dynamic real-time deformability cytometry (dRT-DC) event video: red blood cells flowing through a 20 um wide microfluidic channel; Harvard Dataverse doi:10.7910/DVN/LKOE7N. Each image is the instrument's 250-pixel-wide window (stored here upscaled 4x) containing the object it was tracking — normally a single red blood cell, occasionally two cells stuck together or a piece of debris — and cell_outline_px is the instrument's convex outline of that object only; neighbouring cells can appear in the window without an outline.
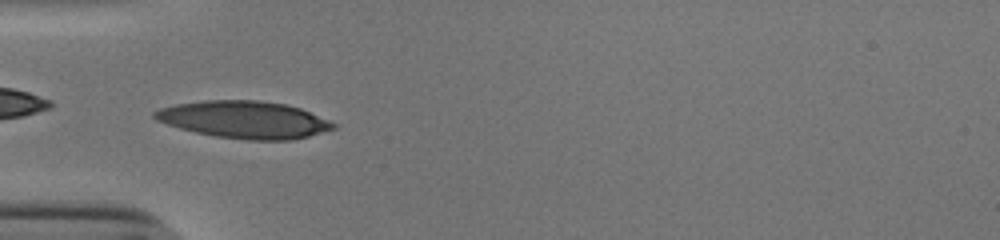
{"species": "human", "species_latin": "Homo sapiens", "temperature_condition": "cold", "stored_images_in_passage": 38, "camera_frame_rate_fps": 3000, "um_per_image_px": 0.085, "donor": {"sex": "male"}, "frame": {"image": 1, "passage_image": 2, "time_ms": 0.333, "image_size_px": [1000, 240], "cell_outline_px": [[336, 128], [308, 136], [292, 140], [248, 140], [216, 136], [196, 132], [180, 128], [156, 120], [152, 116], [152, 112], [160, 108], [176, 104], [204, 100], [260, 100], [284, 104], [300, 108], [328, 120], [336, 124]], "centroid_in_image_um": [20.74, 10.17], "position_along_channel_um": 64.3, "area_um2": 38.61}}
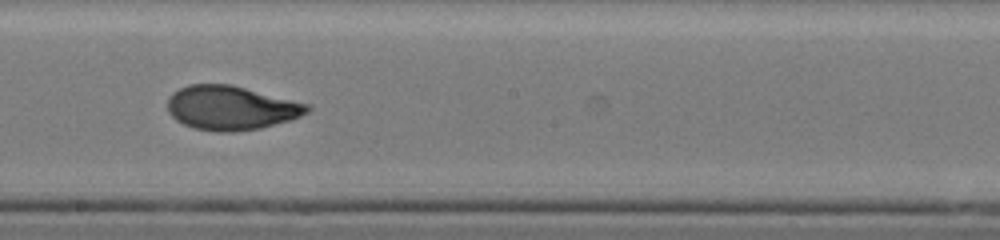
{"frame": {"image": 2, "passage_image": 15, "time_ms": 4.667, "image_size_px": [1000, 240], "cell_outline_px": [[312, 108], [308, 112], [300, 116], [288, 120], [260, 128], [232, 132], [216, 132], [196, 128], [184, 124], [176, 120], [168, 112], [168, 96], [172, 92], [188, 84], [232, 84], [308, 104]], "centroid_in_image_um": [19.61, 9.16], "position_along_channel_um": 228.6, "area_um2": 35.84}}
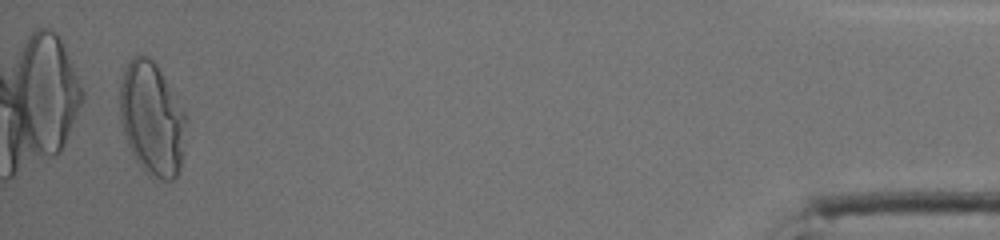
{"frame": {"image": 3, "passage_image": 36, "time_ms": 11.667, "image_size_px": [1000, 240], "cell_outline_px": [[188, 120], [180, 168], [176, 176], [172, 180], [152, 180], [140, 168], [128, 144], [120, 120], [120, 84], [124, 68], [128, 60], [132, 56], [144, 56], [152, 60], [156, 64], [184, 112]], "centroid_in_image_um": [12.91, 10.14], "position_along_channel_um": 422.3, "area_um2": 43.81}, "authors_computed_cell_mechanics": {"area_um2": 36.1828, "velocity_mm_per_s": 3.8498, "shape_relaxation_time_tau1_ms": 6.1851, "shape_relaxation_time_tau2_ms": 1.1926, "deformation_change_tau1": 0.2369, "deformation_change_tau2": 0.0618}}